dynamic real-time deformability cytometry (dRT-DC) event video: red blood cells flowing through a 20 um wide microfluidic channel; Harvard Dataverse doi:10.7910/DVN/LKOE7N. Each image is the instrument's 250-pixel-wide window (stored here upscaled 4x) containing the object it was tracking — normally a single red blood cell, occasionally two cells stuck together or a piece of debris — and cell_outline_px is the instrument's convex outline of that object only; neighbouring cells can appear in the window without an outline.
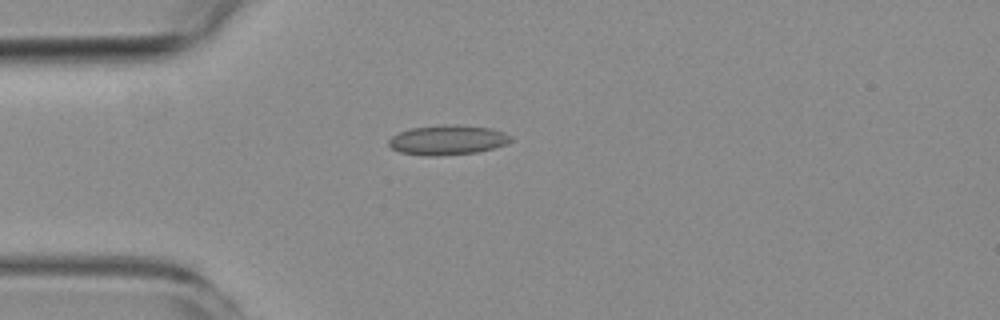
{"species": "common noctule bat (a hibernating species)", "species_latin": "Nyctalus noctula", "temperature_condition": "room temperature", "stored_images_in_passage": 2, "camera_frame_rate_fps": 3000, "um_per_image_px": 0.085, "animal": {"sex": "female", "body_mass_g": 19.3, "forearm_length_mm": 54.1}, "frame": {"image": 1, "passage_image": 1, "time_ms": 0.0, "image_size_px": [1000, 320], "cell_outline_px": [[512, 140], [504, 144], [492, 148], [476, 152], [436, 156], [428, 156], [400, 152], [392, 148], [388, 144], [388, 140], [392, 136], [400, 132], [412, 128], [492, 128], [504, 132], [512, 136]], "centroid_in_image_um": [38.02, 11.96], "position_along_channel_um": 47.0, "area_um2": 19.77}}